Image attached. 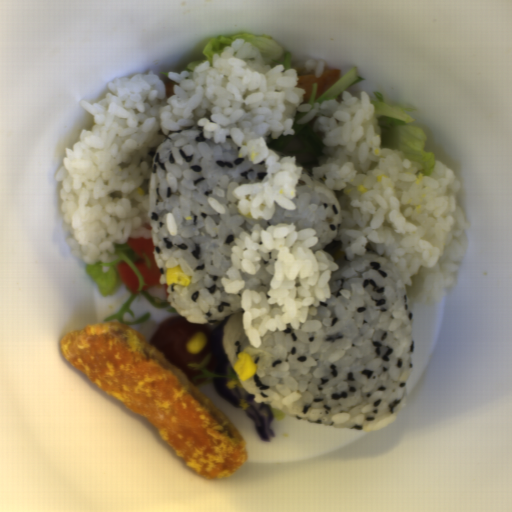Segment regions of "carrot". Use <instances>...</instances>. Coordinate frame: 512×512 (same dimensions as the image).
I'll return each mask as SVG.
<instances>
[{
  "label": "carrot",
  "instance_id": "1",
  "mask_svg": "<svg viewBox=\"0 0 512 512\" xmlns=\"http://www.w3.org/2000/svg\"><path fill=\"white\" fill-rule=\"evenodd\" d=\"M126 244H128L141 258L134 264L141 273L146 284V286H142V291L146 292L150 286L161 285L160 278L162 273L154 256V242L152 237L133 238L128 236Z\"/></svg>",
  "mask_w": 512,
  "mask_h": 512
},
{
  "label": "carrot",
  "instance_id": "2",
  "mask_svg": "<svg viewBox=\"0 0 512 512\" xmlns=\"http://www.w3.org/2000/svg\"><path fill=\"white\" fill-rule=\"evenodd\" d=\"M344 73L335 67H324L319 76L312 74L300 75L297 86L304 90L302 96V104L310 102L312 96V89L316 87L314 101L323 95L335 85V83L343 77Z\"/></svg>",
  "mask_w": 512,
  "mask_h": 512
},
{
  "label": "carrot",
  "instance_id": "4",
  "mask_svg": "<svg viewBox=\"0 0 512 512\" xmlns=\"http://www.w3.org/2000/svg\"><path fill=\"white\" fill-rule=\"evenodd\" d=\"M166 89H167V98L168 97H172V96H177L174 91H173V87H174V81H168L167 84L165 85Z\"/></svg>",
  "mask_w": 512,
  "mask_h": 512
},
{
  "label": "carrot",
  "instance_id": "3",
  "mask_svg": "<svg viewBox=\"0 0 512 512\" xmlns=\"http://www.w3.org/2000/svg\"><path fill=\"white\" fill-rule=\"evenodd\" d=\"M115 267L117 274L122 281V284L120 285H124L132 293L137 294L139 292V279L131 266L121 259L115 262Z\"/></svg>",
  "mask_w": 512,
  "mask_h": 512
}]
</instances>
